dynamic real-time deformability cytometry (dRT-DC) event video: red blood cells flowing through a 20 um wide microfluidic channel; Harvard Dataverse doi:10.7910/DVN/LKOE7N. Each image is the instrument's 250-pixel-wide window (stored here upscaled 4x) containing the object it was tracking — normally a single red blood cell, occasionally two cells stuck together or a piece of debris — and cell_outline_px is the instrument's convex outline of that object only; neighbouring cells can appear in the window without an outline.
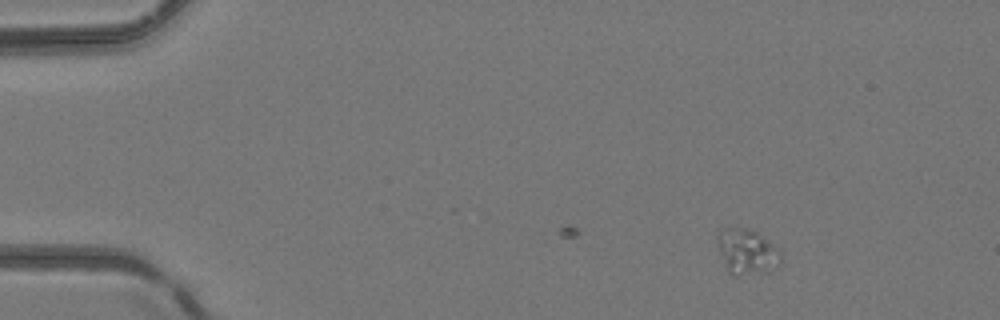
{"species": "common noctule bat (a hibernating species)", "species_latin": "Nyctalus noctula", "temperature_condition": "room temperature", "stored_images_in_passage": 9, "camera_frame_rate_fps": 3000, "um_per_image_px": 0.085, "animal": {"sex": "female", "body_mass_g": 24.6, "forearm_length_mm": 56.2}, "frame": {"image": 1, "passage_image": 9, "time_ms": 2.667, "image_size_px": [1000, 320], "cell_outline_px": [[780, 264], [776, 268], [768, 272], [736, 276], [732, 276], [728, 272], [720, 252], [716, 240], [716, 236], [724, 228], [748, 228], [756, 232], [780, 248]], "centroid_in_image_um": [63.5, 21.41], "position_along_channel_um": 21.5, "area_um2": 16.94}}